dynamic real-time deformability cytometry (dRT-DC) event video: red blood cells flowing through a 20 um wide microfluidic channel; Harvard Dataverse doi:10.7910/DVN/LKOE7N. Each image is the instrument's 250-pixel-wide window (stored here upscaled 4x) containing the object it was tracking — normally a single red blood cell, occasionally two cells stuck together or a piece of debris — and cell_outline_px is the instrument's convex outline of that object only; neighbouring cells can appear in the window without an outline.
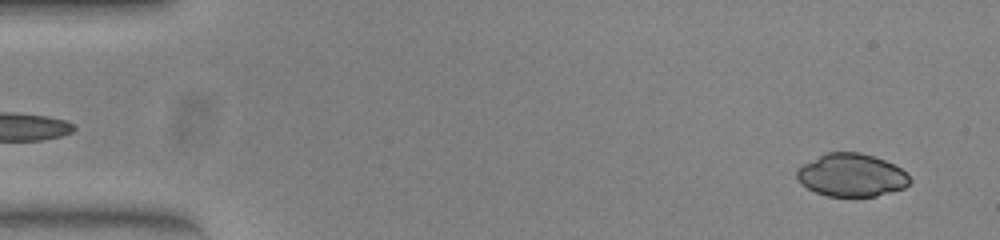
{"species": "common noctule bat (a hibernating species)", "species_latin": "Nyctalus noctula", "temperature_condition": "warm", "stored_images_in_passage": 12, "camera_frame_rate_fps": 3000, "um_per_image_px": 0.085, "animal": {"sex": "female", "body_mass_g": 23.0, "forearm_length_mm": 53.4}, "frame": {"image": 1, "passage_image": 3, "time_ms": 0.667, "image_size_px": [1000, 240], "cell_outline_px": [[912, 180], [904, 188], [876, 196], [828, 196], [816, 192], [808, 188], [796, 176], [796, 172], [804, 164], [828, 152], [860, 152], [884, 160], [900, 168]], "centroid_in_image_um": [72.4, 14.89], "position_along_channel_um": 12.6, "area_um2": 27.69}}